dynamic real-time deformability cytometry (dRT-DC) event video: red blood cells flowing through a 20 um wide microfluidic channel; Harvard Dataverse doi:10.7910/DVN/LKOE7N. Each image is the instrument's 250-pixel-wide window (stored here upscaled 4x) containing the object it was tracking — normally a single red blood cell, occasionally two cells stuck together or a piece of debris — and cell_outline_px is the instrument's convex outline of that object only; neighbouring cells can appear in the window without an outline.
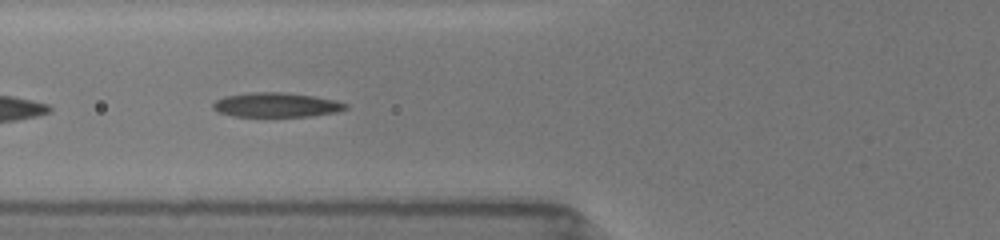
{"species": "common noctule bat (a hibernating species)", "species_latin": "Nyctalus noctula", "temperature_condition": "room temperature", "stored_images_in_passage": 13, "camera_frame_rate_fps": 3000, "um_per_image_px": 0.085, "animal": {"sex": "female", "body_mass_g": 19.5, "forearm_length_mm": 54.1}, "frame": {"image": 1, "passage_image": 4, "time_ms": 1.667, "image_size_px": [1000, 240], "cell_outline_px": [[348, 108], [336, 112], [312, 116], [232, 116], [216, 112], [212, 108], [212, 104], [216, 100], [224, 96], [248, 92], [284, 92], [312, 96], [336, 100], [348, 104]], "centroid_in_image_um": [23.45, 8.91], "position_along_channel_um": 102.3, "area_um2": 19.02}}
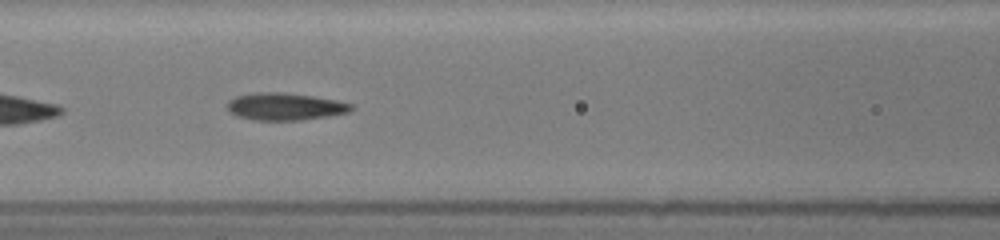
{"frame": {"image": 2, "passage_image": 6, "time_ms": 2.667, "image_size_px": [1000, 240], "cell_outline_px": [[352, 112], [328, 116], [300, 120], [252, 120], [236, 116], [228, 108], [228, 100], [236, 96], [256, 92], [280, 92], [312, 96], [336, 100], [352, 104]], "centroid_in_image_um": [24.23, 9.06], "position_along_channel_um": 142.4, "area_um2": 19.65}}
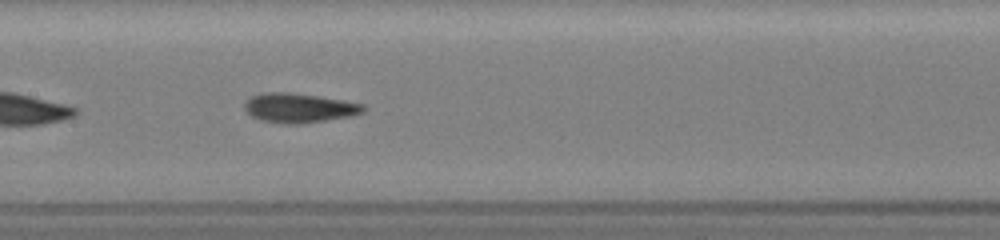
{"frame": {"image": 3, "passage_image": 8, "time_ms": 3.667, "image_size_px": [1000, 240], "cell_outline_px": [[368, 108], [364, 112], [352, 116], [300, 124], [280, 124], [260, 120], [252, 116], [244, 108], [244, 104], [252, 96], [264, 92], [288, 92], [316, 96], [364, 104]], "centroid_in_image_um": [25.43, 9.19], "position_along_channel_um": 182.0, "area_um2": 20.35}}